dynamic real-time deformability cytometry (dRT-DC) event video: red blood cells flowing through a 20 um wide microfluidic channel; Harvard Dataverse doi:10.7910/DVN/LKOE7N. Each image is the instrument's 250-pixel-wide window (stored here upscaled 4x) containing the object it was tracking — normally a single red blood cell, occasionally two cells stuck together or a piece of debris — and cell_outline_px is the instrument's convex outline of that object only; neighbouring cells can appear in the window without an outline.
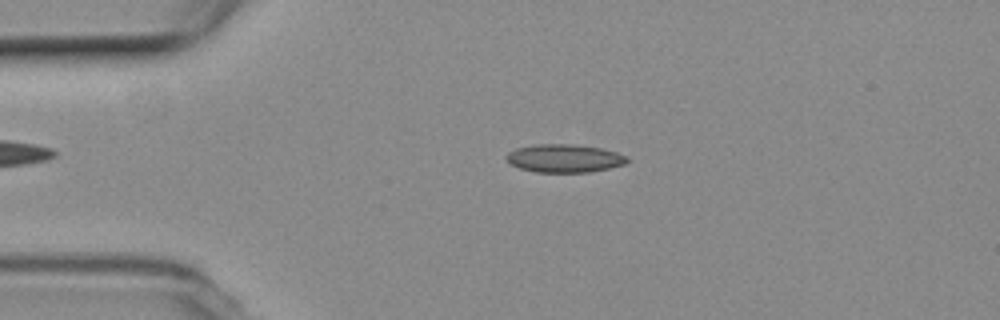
{"species": "common noctule bat (a hibernating species)", "species_latin": "Nyctalus noctula", "temperature_condition": "room temperature", "stored_images_in_passage": 53, "camera_frame_rate_fps": 3000, "um_per_image_px": 0.085, "animal": {"sex": "female", "body_mass_g": 19.3, "forearm_length_mm": 54.1}, "frame": {"image": 1, "passage_image": 11, "time_ms": 3.333, "image_size_px": [1000, 320], "cell_outline_px": [[628, 160], [624, 164], [608, 168], [588, 172], [536, 172], [520, 168], [512, 164], [508, 160], [508, 152], [516, 148], [536, 144], [568, 144], [600, 148], [616, 152], [628, 156]], "centroid_in_image_um": [47.98, 13.45], "position_along_channel_um": 37.0, "area_um2": 19.48}}
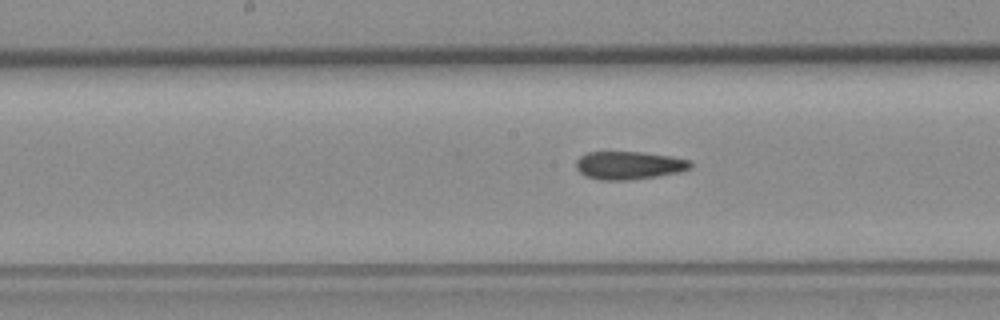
{"frame": {"image": 2, "passage_image": 26, "time_ms": 8.333, "image_size_px": [1000, 320], "cell_outline_px": [[692, 168], [680, 172], [656, 176], [628, 180], [600, 180], [584, 176], [576, 168], [576, 160], [580, 156], [588, 152], [640, 152], [668, 156], [692, 160]], "centroid_in_image_um": [53.46, 14.06], "position_along_channel_um": 194.7, "area_um2": 18.73}}
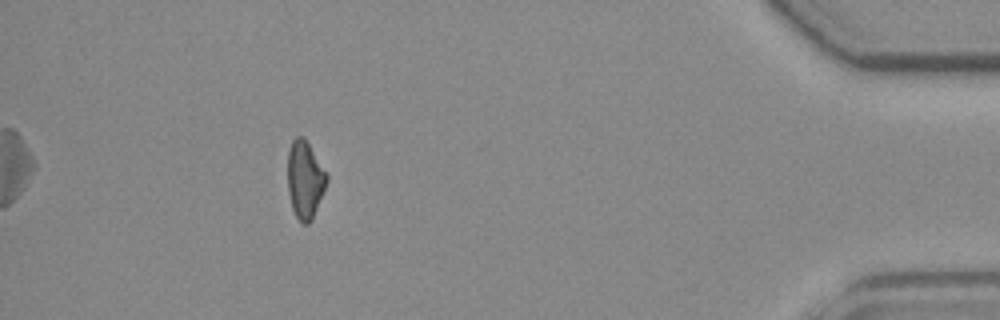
{"frame": {"image": 3, "passage_image": 48, "time_ms": 15.667, "image_size_px": [1000, 320], "cell_outline_px": [[328, 180], [312, 220], [308, 224], [300, 224], [292, 208], [288, 192], [288, 152], [292, 140], [296, 136], [304, 136], [328, 176]], "centroid_in_image_um": [25.91, 15.28], "position_along_channel_um": 409.3, "area_um2": 17.63}, "authors_computed_cell_mechanics": {"area_um2": 18.5538, "velocity_mm_per_s": 3.7713, "shape_relaxation_time_tau1_ms": 10.3621, "shape_relaxation_time_tau2_ms": 1.9862, "deformation_change_tau1": 0.2023, "deformation_change_tau2": 0.0847}}